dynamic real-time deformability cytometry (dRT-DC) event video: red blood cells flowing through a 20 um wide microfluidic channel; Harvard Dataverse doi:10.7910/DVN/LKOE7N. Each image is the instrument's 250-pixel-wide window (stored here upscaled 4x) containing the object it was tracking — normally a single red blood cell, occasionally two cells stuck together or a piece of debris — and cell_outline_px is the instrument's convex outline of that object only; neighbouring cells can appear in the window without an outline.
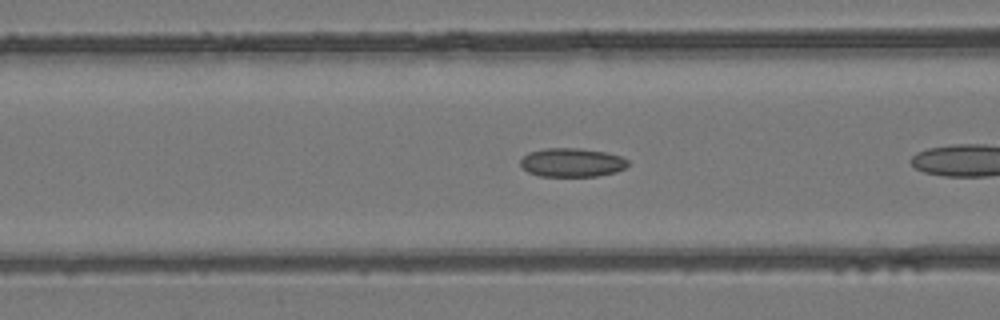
{"species": "common noctule bat (a hibernating species)", "species_latin": "Nyctalus noctula", "temperature_condition": "room temperature", "stored_images_in_passage": 6, "camera_frame_rate_fps": 3000, "um_per_image_px": 0.085, "animal": {"sex": "female", "body_mass_g": 24.6, "forearm_length_mm": 56.2}, "frame": {"image": 1, "passage_image": 5, "time_ms": 1.333, "image_size_px": [1000, 320], "cell_outline_px": [[628, 164], [624, 168], [616, 172], [596, 176], [540, 176], [528, 172], [520, 164], [520, 160], [528, 152], [544, 148], [580, 148], [604, 152], [620, 156], [628, 160]], "centroid_in_image_um": [48.59, 13.81], "position_along_channel_um": 118.0, "area_um2": 17.98}}